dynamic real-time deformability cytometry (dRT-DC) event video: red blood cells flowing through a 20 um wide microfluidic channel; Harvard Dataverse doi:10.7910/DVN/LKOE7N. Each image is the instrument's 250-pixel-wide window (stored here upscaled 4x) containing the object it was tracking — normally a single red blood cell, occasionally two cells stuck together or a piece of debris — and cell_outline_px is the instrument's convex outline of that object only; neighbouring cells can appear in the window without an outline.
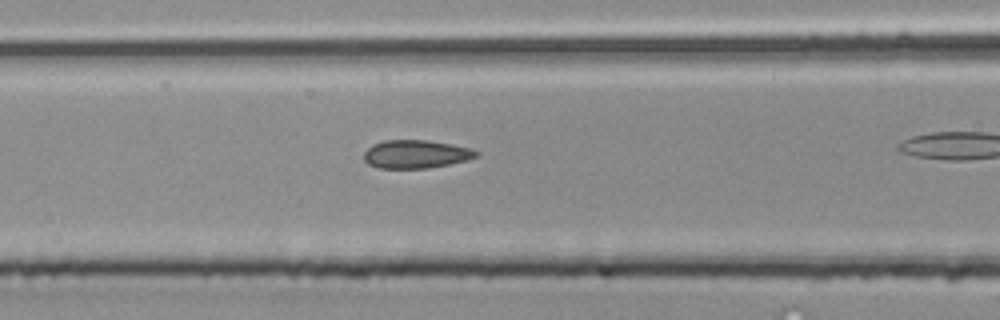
{"species": "common noctule bat (a hibernating species)", "species_latin": "Nyctalus noctula", "temperature_condition": "room temperature", "stored_images_in_passage": 30, "camera_frame_rate_fps": 3000, "um_per_image_px": 0.085, "animal": {"sex": "male", "body_mass_g": 20.4}, "frame": {"image": 1, "passage_image": 3, "time_ms": 0.667, "image_size_px": [1000, 320], "cell_outline_px": [[480, 156], [468, 160], [428, 168], [380, 168], [368, 164], [364, 160], [364, 152], [372, 144], [384, 140], [428, 140], [452, 144], [468, 148], [480, 152]], "centroid_in_image_um": [35.36, 13.1], "position_along_channel_um": 131.2, "area_um2": 18.55}}